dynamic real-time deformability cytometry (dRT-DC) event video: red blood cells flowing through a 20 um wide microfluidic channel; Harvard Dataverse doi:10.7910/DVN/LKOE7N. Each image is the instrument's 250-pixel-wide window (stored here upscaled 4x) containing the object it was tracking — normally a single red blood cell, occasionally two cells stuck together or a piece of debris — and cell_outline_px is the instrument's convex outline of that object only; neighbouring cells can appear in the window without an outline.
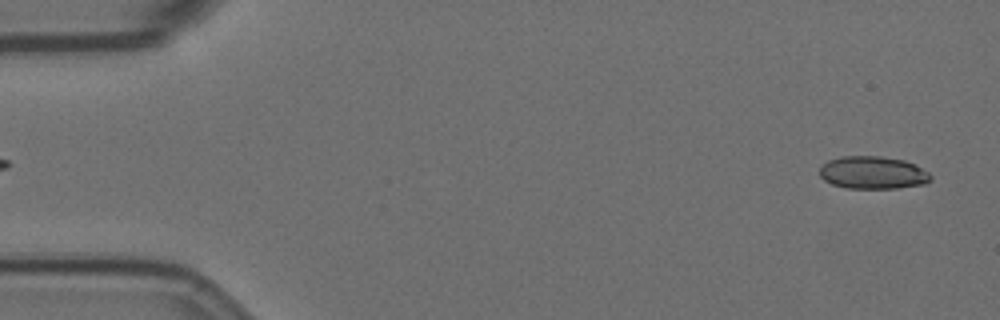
{"species": "Egyptian fruit bat (a non-hibernating species)", "species_latin": "Rousettus aegyptiacus", "temperature_condition": "room temperature", "stored_images_in_passage": 5, "camera_frame_rate_fps": 3000, "um_per_image_px": 0.085, "animal": {"sex": "female"}, "frame": {"image": 1, "passage_image": 2, "time_ms": 0.333, "image_size_px": [1000, 320], "cell_outline_px": [[932, 180], [924, 184], [896, 188], [848, 188], [832, 184], [824, 180], [820, 176], [820, 168], [828, 160], [840, 156], [880, 156], [904, 160], [916, 164], [928, 172], [932, 176]], "centroid_in_image_um": [74.21, 14.67], "position_along_channel_um": 10.8, "area_um2": 21.21}}